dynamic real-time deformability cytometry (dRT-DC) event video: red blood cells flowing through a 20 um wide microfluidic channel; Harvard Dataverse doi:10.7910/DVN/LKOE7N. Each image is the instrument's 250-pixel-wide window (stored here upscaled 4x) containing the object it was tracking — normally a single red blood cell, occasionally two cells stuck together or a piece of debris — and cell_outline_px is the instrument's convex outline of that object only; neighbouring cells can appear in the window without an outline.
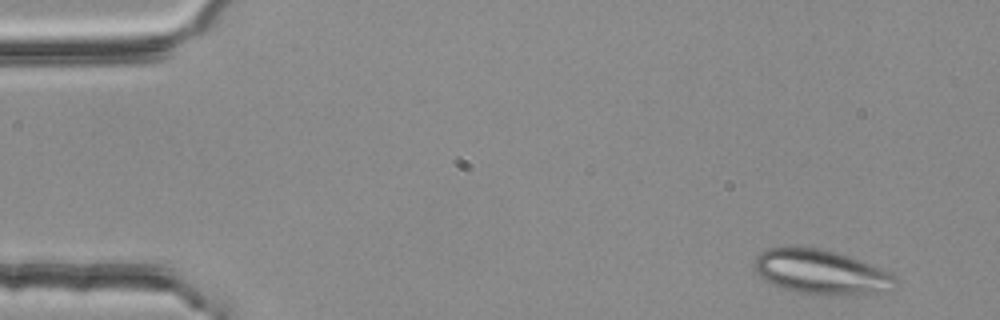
{"species": "common noctule bat (a hibernating species)", "species_latin": "Nyctalus noctula", "temperature_condition": "room temperature", "stored_images_in_passage": 49, "segment_of_instrument_passage": [1, 2], "camera_frame_rate_fps": 3000, "um_per_image_px": 0.085, "animal": {"sex": "female", "body_mass_g": 25.1}, "frame": {"image": 1, "passage_image": 1, "time_ms": 0.0, "image_size_px": [1000, 320], "cell_outline_px": [[900, 284], [884, 292], [832, 296], [824, 296], [800, 292], [784, 288], [772, 284], [764, 280], [752, 268], [752, 264], [756, 256], [760, 252], [768, 248], [820, 248], [840, 252], [880, 268], [896, 276], [900, 280]], "centroid_in_image_um": [69.82, 23.14], "position_along_channel_um": 15.2, "area_um2": 36.99}}